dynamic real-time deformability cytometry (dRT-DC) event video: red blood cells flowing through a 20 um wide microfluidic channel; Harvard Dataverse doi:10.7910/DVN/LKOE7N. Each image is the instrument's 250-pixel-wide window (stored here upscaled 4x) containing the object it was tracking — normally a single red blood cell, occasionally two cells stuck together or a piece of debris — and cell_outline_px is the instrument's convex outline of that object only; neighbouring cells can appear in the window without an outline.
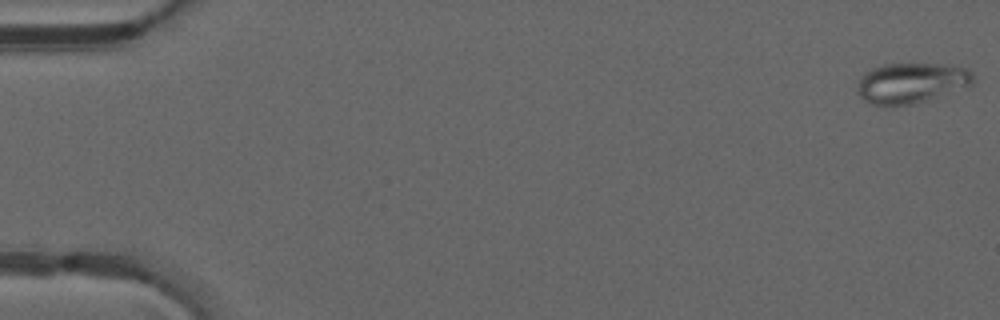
{"species": "common noctule bat (a hibernating species)", "species_latin": "Nyctalus noctula", "temperature_condition": "warm", "stored_images_in_passage": 49, "camera_frame_rate_fps": 3000, "um_per_image_px": 0.085, "animal": {"sex": "male", "forearm_length_mm": 52.5}, "frame": {"image": 1, "passage_image": 1, "time_ms": 0.0, "image_size_px": [1000, 320], "cell_outline_px": [[972, 84], [968, 88], [912, 104], [872, 104], [864, 100], [856, 92], [856, 88], [864, 72], [872, 68], [884, 64], [944, 64], [964, 68], [972, 72]], "centroid_in_image_um": [77.47, 7.04], "position_along_channel_um": 7.5, "area_um2": 27.11}}
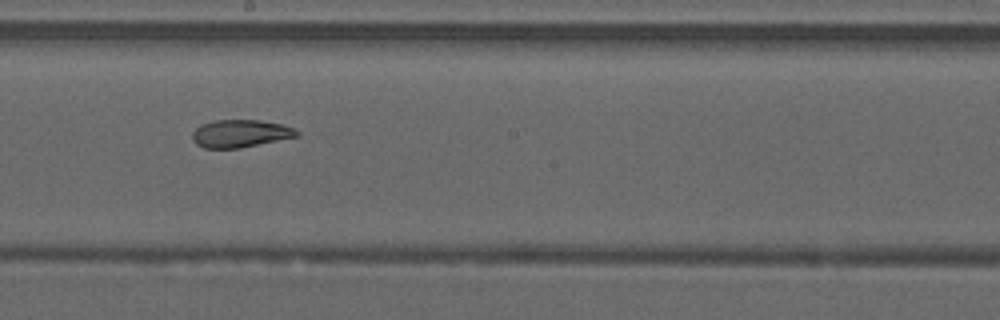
{"frame": {"image": 2, "passage_image": 28, "time_ms": 9.0, "image_size_px": [1000, 320], "cell_outline_px": [[300, 136], [240, 148], [204, 148], [196, 144], [192, 140], [192, 132], [200, 124], [216, 120], [260, 120], [284, 124], [300, 132]], "centroid_in_image_um": [20.43, 11.35], "position_along_channel_um": 227.8, "area_um2": 16.99}}
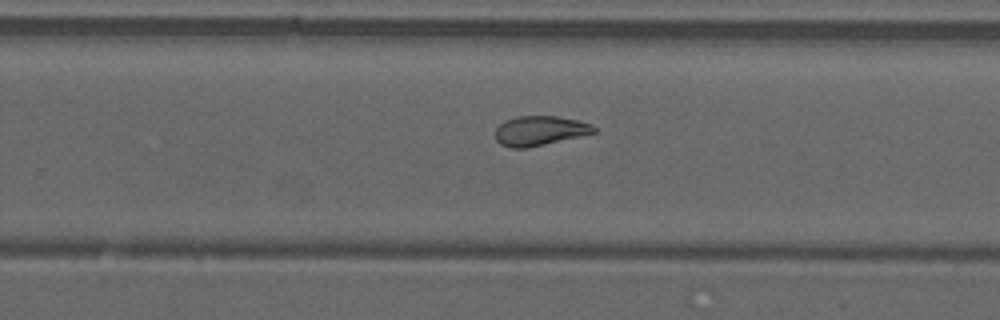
{"frame": {"image": 3, "passage_image": 32, "time_ms": 10.333, "image_size_px": [1000, 320], "cell_outline_px": [[596, 132], [528, 148], [508, 148], [500, 144], [496, 140], [496, 128], [504, 120], [516, 116], [556, 116], [576, 120], [592, 124], [596, 128]], "centroid_in_image_um": [45.84, 11.11], "position_along_channel_um": 284.0, "area_um2": 16.99}, "authors_computed_cell_mechanics": {"area_um2": 19.8254, "velocity_mm_per_s": 4.2246, "shape_relaxation_time_tau1_ms": null, "shape_relaxation_time_tau2_ms": 3.5018, "deformation_change_tau1": null, "deformation_change_tau2": 0.0782}}